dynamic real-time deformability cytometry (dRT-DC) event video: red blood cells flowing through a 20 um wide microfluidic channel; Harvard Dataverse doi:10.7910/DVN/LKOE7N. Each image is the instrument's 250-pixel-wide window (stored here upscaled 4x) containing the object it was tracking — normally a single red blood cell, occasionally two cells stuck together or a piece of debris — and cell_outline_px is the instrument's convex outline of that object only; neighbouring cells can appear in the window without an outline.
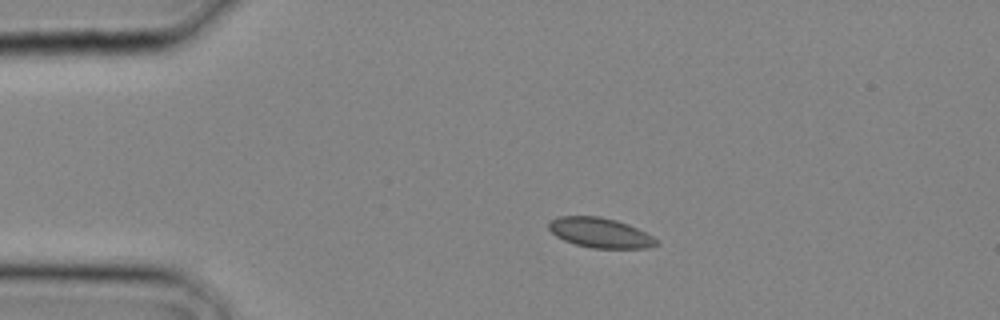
{"species": "common noctule bat (a hibernating species)", "species_latin": "Nyctalus noctula", "temperature_condition": "cold", "stored_images_in_passage": 1, "camera_frame_rate_fps": 3000, "um_per_image_px": 0.085, "animal": {"sex": "male", "body_mass_g": 20.4}, "frame": {"image": 1, "passage_image": 1, "time_ms": 0.0, "image_size_px": [1000, 320], "cell_outline_px": [[660, 244], [648, 248], [592, 248], [576, 244], [564, 240], [556, 236], [548, 228], [548, 224], [552, 220], [560, 216], [600, 216], [616, 220], [628, 224], [652, 236]], "centroid_in_image_um": [51.01, 19.78], "position_along_channel_um": 34.0, "area_um2": 18.61}}